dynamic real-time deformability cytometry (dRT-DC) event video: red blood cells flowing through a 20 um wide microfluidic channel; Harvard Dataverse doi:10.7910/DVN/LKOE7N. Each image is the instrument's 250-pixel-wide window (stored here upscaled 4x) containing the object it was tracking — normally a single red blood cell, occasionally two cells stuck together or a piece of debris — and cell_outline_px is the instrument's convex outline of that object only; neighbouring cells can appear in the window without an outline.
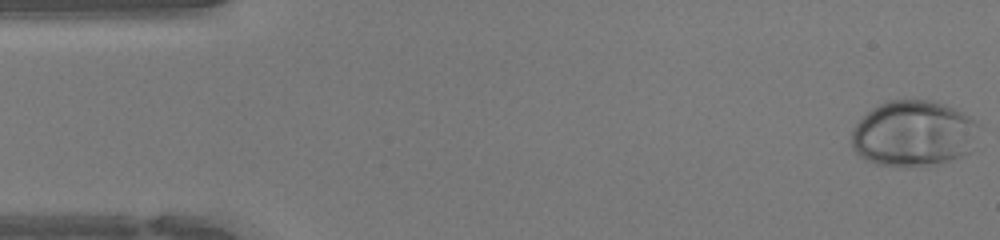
{"species": "human", "species_latin": "Homo sapiens", "temperature_condition": "warm", "stored_images_in_passage": 47, "camera_frame_rate_fps": 3000, "um_per_image_px": 0.085, "donor": {"sex": "female"}, "frame": {"image": 1, "passage_image": 1, "time_ms": 0.0, "image_size_px": [1000, 240], "cell_outline_px": [[976, 124], [972, 152], [936, 164], [904, 168], [896, 168], [876, 164], [864, 160], [852, 148], [852, 128], [872, 108], [888, 100], [928, 100], [944, 104], [956, 108], [968, 116]], "centroid_in_image_um": [77.59, 11.38], "position_along_channel_um": 7.4, "area_um2": 48.96}}
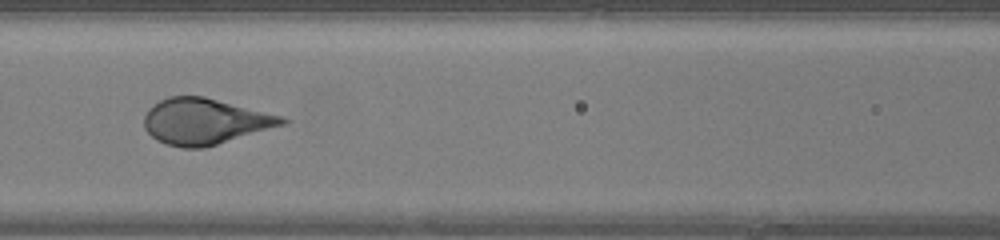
{"frame": {"image": 2, "passage_image": 20, "time_ms": 6.333, "image_size_px": [1000, 240], "cell_outline_px": [[288, 124], [204, 148], [180, 148], [164, 144], [156, 140], [144, 128], [144, 116], [160, 100], [168, 96], [204, 96], [284, 116], [288, 120]], "centroid_in_image_um": [17.46, 10.33], "position_along_channel_um": 149.1, "area_um2": 37.11}}
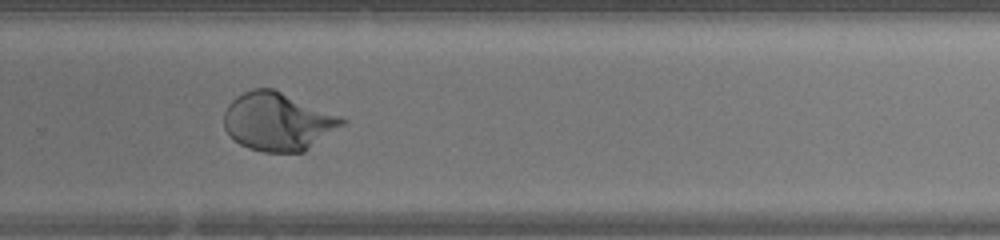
{"frame": {"image": 3, "passage_image": 31, "time_ms": 10.0, "image_size_px": [1000, 240], "cell_outline_px": [[348, 120], [344, 124], [304, 152], [264, 152], [248, 148], [240, 144], [224, 128], [224, 112], [228, 104], [236, 96], [252, 88], [272, 88], [340, 116]], "centroid_in_image_um": [23.6, 10.33], "position_along_channel_um": 306.2, "area_um2": 39.65}, "authors_computed_cell_mechanics": {"area_um2": 41.2692, "velocity_mm_per_s": 4.2986, "shape_relaxation_time_tau1_ms": 3.349, "shape_relaxation_time_tau2_ms": null, "deformation_change_tau1": 0.2186, "deformation_change_tau2": null}}